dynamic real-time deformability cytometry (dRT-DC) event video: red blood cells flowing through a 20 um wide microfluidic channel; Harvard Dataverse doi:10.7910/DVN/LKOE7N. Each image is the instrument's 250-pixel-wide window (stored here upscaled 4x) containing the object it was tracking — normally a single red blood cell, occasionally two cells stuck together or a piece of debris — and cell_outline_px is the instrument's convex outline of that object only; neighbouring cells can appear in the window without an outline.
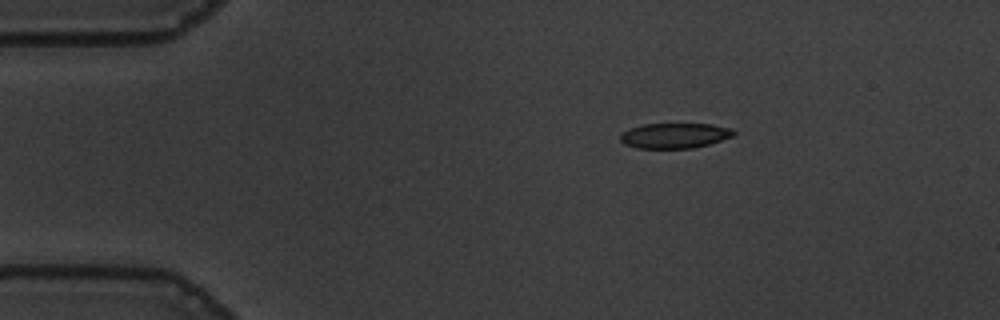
{"species": "common noctule bat (a hibernating species)", "species_latin": "Nyctalus noctula", "temperature_condition": "warm", "stored_images_in_passage": 47, "camera_frame_rate_fps": 3000, "um_per_image_px": 0.085, "animal": {"sex": "male", "body_mass_g": 19.5, "forearm_length_mm": 54.6}, "frame": {"image": 1, "passage_image": 1, "time_ms": 0.0, "image_size_px": [1000, 320], "cell_outline_px": [[736, 132], [732, 136], [708, 144], [692, 148], [636, 148], [624, 144], [620, 140], [620, 136], [624, 132], [632, 128], [644, 124], [712, 124], [732, 128]], "centroid_in_image_um": [57.35, 11.52], "position_along_channel_um": 27.6, "area_um2": 16.47}}
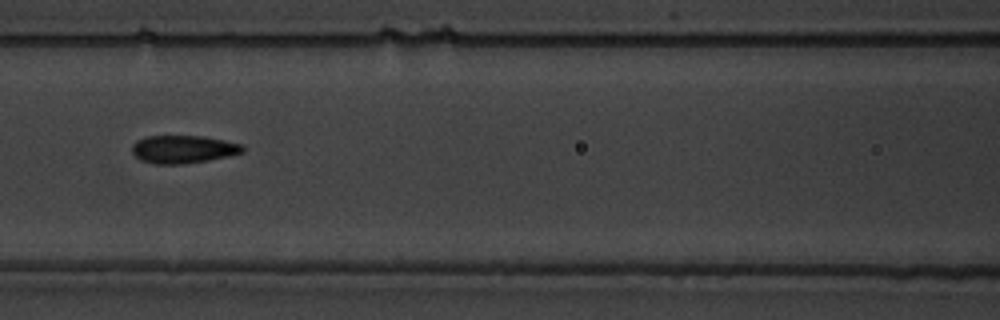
{"frame": {"image": 2, "passage_image": 16, "time_ms": 5.0, "image_size_px": [1000, 320], "cell_outline_px": [[244, 152], [228, 156], [208, 160], [180, 164], [156, 164], [140, 160], [132, 152], [132, 144], [136, 140], [148, 136], [204, 136], [244, 144]], "centroid_in_image_um": [15.58, 12.68], "position_along_channel_um": 151.0, "area_um2": 18.03}}
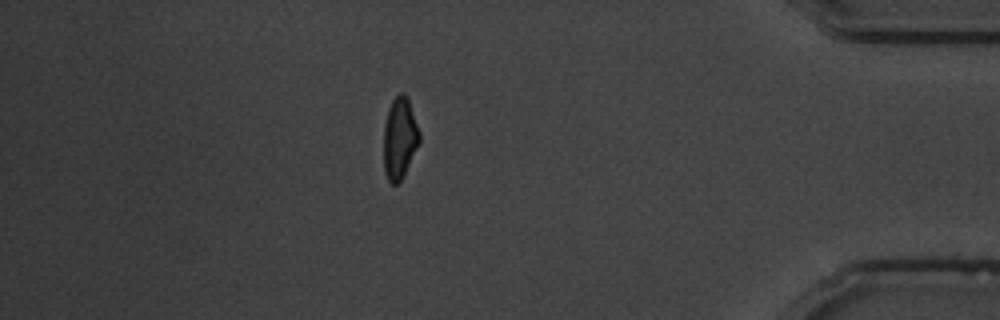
{"frame": {"image": 3, "passage_image": 40, "time_ms": 13.0, "image_size_px": [1000, 320], "cell_outline_px": [[420, 140], [400, 180], [396, 184], [392, 184], [388, 180], [384, 172], [384, 124], [388, 108], [392, 100], [400, 92], [404, 92], [408, 96], [420, 132]], "centroid_in_image_um": [33.96, 11.67], "position_along_channel_um": 401.2, "area_um2": 16.88}, "authors_computed_cell_mechanics": {"area_um2": 17.9758, "velocity_mm_per_s": 3.6305, "shape_relaxation_time_tau1_ms": 5.9755, "shape_relaxation_time_tau2_ms": 1.1996, "deformation_change_tau1": 0.1754, "deformation_change_tau2": 0.06}}